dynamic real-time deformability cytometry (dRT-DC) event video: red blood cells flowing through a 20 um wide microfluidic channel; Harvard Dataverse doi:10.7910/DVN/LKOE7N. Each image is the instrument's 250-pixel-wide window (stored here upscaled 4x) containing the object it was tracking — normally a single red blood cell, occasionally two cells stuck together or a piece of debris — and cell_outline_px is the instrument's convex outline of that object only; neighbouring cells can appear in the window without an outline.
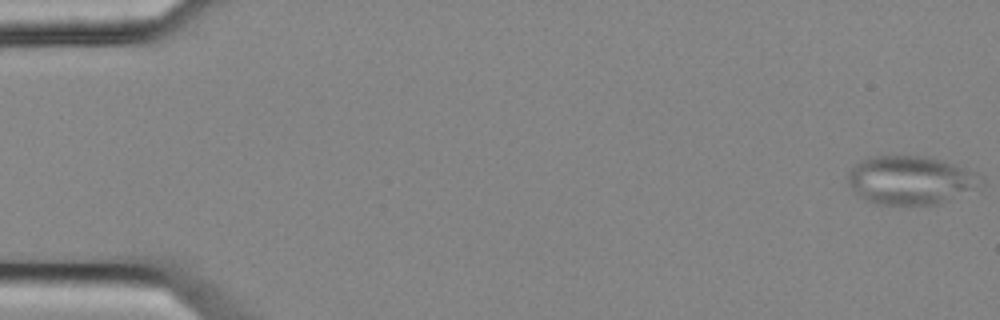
{"species": "common noctule bat (a hibernating species)", "species_latin": "Nyctalus noctula", "temperature_condition": "cold", "stored_images_in_passage": 5, "camera_frame_rate_fps": 3000, "um_per_image_px": 0.085, "animal": {"sex": "female", "body_mass_g": 25.1}, "frame": {"image": 1, "passage_image": 1, "time_ms": 0.0, "image_size_px": [1000, 320], "cell_outline_px": [[984, 188], [940, 204], [876, 204], [864, 200], [848, 184], [848, 172], [860, 160], [868, 156], [916, 156], [940, 160], [976, 172], [984, 176]], "centroid_in_image_um": [77.48, 15.33], "position_along_channel_um": 7.5, "area_um2": 38.09}}